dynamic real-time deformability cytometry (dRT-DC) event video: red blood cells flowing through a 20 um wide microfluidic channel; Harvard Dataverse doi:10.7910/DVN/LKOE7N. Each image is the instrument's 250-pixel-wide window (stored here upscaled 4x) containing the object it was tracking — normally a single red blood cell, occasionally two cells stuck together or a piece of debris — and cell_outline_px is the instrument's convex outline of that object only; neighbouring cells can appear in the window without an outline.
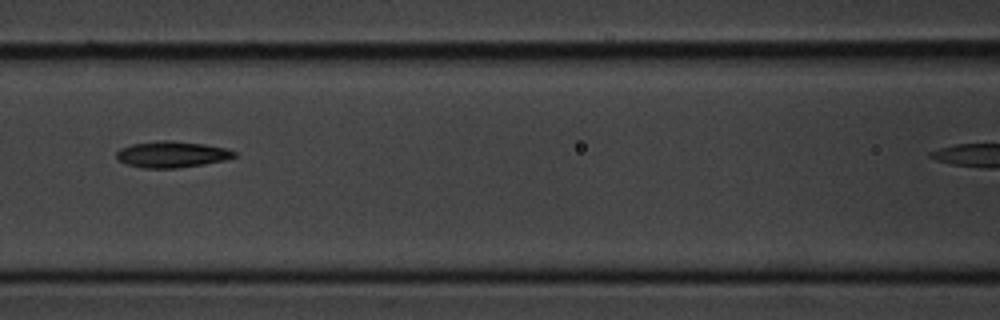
{"species": "common noctule bat (a hibernating species)", "species_latin": "Nyctalus noctula", "temperature_condition": "cold", "stored_images_in_passage": 7, "camera_frame_rate_fps": 3000, "um_per_image_px": 0.085, "animal": {"sex": "male", "body_mass_g": 20.1, "forearm_length_mm": 53.5}, "frame": {"image": 1, "passage_image": 6, "time_ms": 6.667, "image_size_px": [1000, 320], "cell_outline_px": [[236, 156], [224, 160], [176, 168], [144, 168], [128, 164], [116, 160], [116, 152], [120, 148], [132, 144], [160, 140], [172, 140], [204, 144], [228, 148], [236, 152]], "centroid_in_image_um": [14.58, 13.11], "position_along_channel_um": 152.0, "area_um2": 17.98}}